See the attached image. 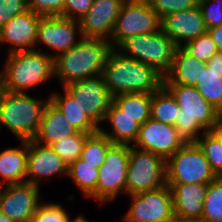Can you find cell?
<instances>
[{
    "instance_id": "6da1fadb",
    "label": "cell",
    "mask_w": 222,
    "mask_h": 222,
    "mask_svg": "<svg viewBox=\"0 0 222 222\" xmlns=\"http://www.w3.org/2000/svg\"><path fill=\"white\" fill-rule=\"evenodd\" d=\"M109 40L81 37L79 43L54 58V77L64 87L103 74L112 50Z\"/></svg>"
},
{
    "instance_id": "7a4b0ae2",
    "label": "cell",
    "mask_w": 222,
    "mask_h": 222,
    "mask_svg": "<svg viewBox=\"0 0 222 222\" xmlns=\"http://www.w3.org/2000/svg\"><path fill=\"white\" fill-rule=\"evenodd\" d=\"M175 98L179 111L175 123L184 144H197L198 139L220 119V112L200 94L195 86L163 84Z\"/></svg>"
},
{
    "instance_id": "3957f363",
    "label": "cell",
    "mask_w": 222,
    "mask_h": 222,
    "mask_svg": "<svg viewBox=\"0 0 222 222\" xmlns=\"http://www.w3.org/2000/svg\"><path fill=\"white\" fill-rule=\"evenodd\" d=\"M112 96L129 93H153L163 86V76L154 68L126 57L113 48L102 74Z\"/></svg>"
},
{
    "instance_id": "277c9868",
    "label": "cell",
    "mask_w": 222,
    "mask_h": 222,
    "mask_svg": "<svg viewBox=\"0 0 222 222\" xmlns=\"http://www.w3.org/2000/svg\"><path fill=\"white\" fill-rule=\"evenodd\" d=\"M6 56L3 67L6 91L27 93L54 79V59L41 49L18 51Z\"/></svg>"
},
{
    "instance_id": "5b68a950",
    "label": "cell",
    "mask_w": 222,
    "mask_h": 222,
    "mask_svg": "<svg viewBox=\"0 0 222 222\" xmlns=\"http://www.w3.org/2000/svg\"><path fill=\"white\" fill-rule=\"evenodd\" d=\"M50 101L27 93L6 91L0 101V127L3 125L20 140H33L39 130L44 110Z\"/></svg>"
},
{
    "instance_id": "8992f818",
    "label": "cell",
    "mask_w": 222,
    "mask_h": 222,
    "mask_svg": "<svg viewBox=\"0 0 222 222\" xmlns=\"http://www.w3.org/2000/svg\"><path fill=\"white\" fill-rule=\"evenodd\" d=\"M115 49L126 57L149 65L165 77L172 67L176 46L160 29L154 33L129 37Z\"/></svg>"
},
{
    "instance_id": "52a82bcc",
    "label": "cell",
    "mask_w": 222,
    "mask_h": 222,
    "mask_svg": "<svg viewBox=\"0 0 222 222\" xmlns=\"http://www.w3.org/2000/svg\"><path fill=\"white\" fill-rule=\"evenodd\" d=\"M216 178L198 144H184L166 160V184H209Z\"/></svg>"
},
{
    "instance_id": "ba28073f",
    "label": "cell",
    "mask_w": 222,
    "mask_h": 222,
    "mask_svg": "<svg viewBox=\"0 0 222 222\" xmlns=\"http://www.w3.org/2000/svg\"><path fill=\"white\" fill-rule=\"evenodd\" d=\"M166 184V160L150 151L130 145L126 194L133 195Z\"/></svg>"
},
{
    "instance_id": "9c48e42d",
    "label": "cell",
    "mask_w": 222,
    "mask_h": 222,
    "mask_svg": "<svg viewBox=\"0 0 222 222\" xmlns=\"http://www.w3.org/2000/svg\"><path fill=\"white\" fill-rule=\"evenodd\" d=\"M130 145L113 144L99 168L96 191L88 198L100 204L112 202L120 193L126 194V179L129 164Z\"/></svg>"
},
{
    "instance_id": "30bf717a",
    "label": "cell",
    "mask_w": 222,
    "mask_h": 222,
    "mask_svg": "<svg viewBox=\"0 0 222 222\" xmlns=\"http://www.w3.org/2000/svg\"><path fill=\"white\" fill-rule=\"evenodd\" d=\"M161 29V19L145 0H126L116 19L110 43L116 48L123 40Z\"/></svg>"
},
{
    "instance_id": "8fae6325",
    "label": "cell",
    "mask_w": 222,
    "mask_h": 222,
    "mask_svg": "<svg viewBox=\"0 0 222 222\" xmlns=\"http://www.w3.org/2000/svg\"><path fill=\"white\" fill-rule=\"evenodd\" d=\"M131 204L123 222H170L175 218L171 188L164 186L128 195Z\"/></svg>"
},
{
    "instance_id": "7c38bea8",
    "label": "cell",
    "mask_w": 222,
    "mask_h": 222,
    "mask_svg": "<svg viewBox=\"0 0 222 222\" xmlns=\"http://www.w3.org/2000/svg\"><path fill=\"white\" fill-rule=\"evenodd\" d=\"M79 104L83 111L100 128L113 96L102 75L72 82L63 87Z\"/></svg>"
},
{
    "instance_id": "4fadbf2b",
    "label": "cell",
    "mask_w": 222,
    "mask_h": 222,
    "mask_svg": "<svg viewBox=\"0 0 222 222\" xmlns=\"http://www.w3.org/2000/svg\"><path fill=\"white\" fill-rule=\"evenodd\" d=\"M40 188L28 182L0 186V212L13 222H31L38 207Z\"/></svg>"
},
{
    "instance_id": "5bb4252c",
    "label": "cell",
    "mask_w": 222,
    "mask_h": 222,
    "mask_svg": "<svg viewBox=\"0 0 222 222\" xmlns=\"http://www.w3.org/2000/svg\"><path fill=\"white\" fill-rule=\"evenodd\" d=\"M77 37H82L78 20L61 16L41 17L39 20L36 43L49 47L54 52L49 53L53 59L76 46L80 41Z\"/></svg>"
},
{
    "instance_id": "9a60e30c",
    "label": "cell",
    "mask_w": 222,
    "mask_h": 222,
    "mask_svg": "<svg viewBox=\"0 0 222 222\" xmlns=\"http://www.w3.org/2000/svg\"><path fill=\"white\" fill-rule=\"evenodd\" d=\"M183 145L174 125L150 118L140 126L138 137L132 146L150 151L167 160Z\"/></svg>"
},
{
    "instance_id": "2e32d148",
    "label": "cell",
    "mask_w": 222,
    "mask_h": 222,
    "mask_svg": "<svg viewBox=\"0 0 222 222\" xmlns=\"http://www.w3.org/2000/svg\"><path fill=\"white\" fill-rule=\"evenodd\" d=\"M126 0H93L80 22L81 36L111 40L116 19Z\"/></svg>"
},
{
    "instance_id": "e0dca14e",
    "label": "cell",
    "mask_w": 222,
    "mask_h": 222,
    "mask_svg": "<svg viewBox=\"0 0 222 222\" xmlns=\"http://www.w3.org/2000/svg\"><path fill=\"white\" fill-rule=\"evenodd\" d=\"M68 176V166L53 151L50 145L28 140L26 182L40 188L42 179H51L52 176ZM41 180V181H40Z\"/></svg>"
},
{
    "instance_id": "ac0fdd59",
    "label": "cell",
    "mask_w": 222,
    "mask_h": 222,
    "mask_svg": "<svg viewBox=\"0 0 222 222\" xmlns=\"http://www.w3.org/2000/svg\"><path fill=\"white\" fill-rule=\"evenodd\" d=\"M41 17V15L27 10L10 19L0 29V51L1 45L4 43L9 44L7 54L36 49L34 47L38 46L36 40Z\"/></svg>"
},
{
    "instance_id": "d6986e66",
    "label": "cell",
    "mask_w": 222,
    "mask_h": 222,
    "mask_svg": "<svg viewBox=\"0 0 222 222\" xmlns=\"http://www.w3.org/2000/svg\"><path fill=\"white\" fill-rule=\"evenodd\" d=\"M161 30L173 40L176 47H183L207 32L199 6L166 15L161 19Z\"/></svg>"
},
{
    "instance_id": "ffe728a7",
    "label": "cell",
    "mask_w": 222,
    "mask_h": 222,
    "mask_svg": "<svg viewBox=\"0 0 222 222\" xmlns=\"http://www.w3.org/2000/svg\"><path fill=\"white\" fill-rule=\"evenodd\" d=\"M172 191L174 215L182 220H201L208 184H167Z\"/></svg>"
},
{
    "instance_id": "44dd1931",
    "label": "cell",
    "mask_w": 222,
    "mask_h": 222,
    "mask_svg": "<svg viewBox=\"0 0 222 222\" xmlns=\"http://www.w3.org/2000/svg\"><path fill=\"white\" fill-rule=\"evenodd\" d=\"M104 121H108L110 131L100 127L99 131L113 144L133 145L138 137L140 124L125 115L113 101L107 110Z\"/></svg>"
},
{
    "instance_id": "7402d4cb",
    "label": "cell",
    "mask_w": 222,
    "mask_h": 222,
    "mask_svg": "<svg viewBox=\"0 0 222 222\" xmlns=\"http://www.w3.org/2000/svg\"><path fill=\"white\" fill-rule=\"evenodd\" d=\"M76 132L77 130L66 120L60 109L49 101L34 140L38 143L51 146L53 143Z\"/></svg>"
},
{
    "instance_id": "603a6c76",
    "label": "cell",
    "mask_w": 222,
    "mask_h": 222,
    "mask_svg": "<svg viewBox=\"0 0 222 222\" xmlns=\"http://www.w3.org/2000/svg\"><path fill=\"white\" fill-rule=\"evenodd\" d=\"M20 145L0 152V186L26 182L28 140H20Z\"/></svg>"
},
{
    "instance_id": "cb8c5ba5",
    "label": "cell",
    "mask_w": 222,
    "mask_h": 222,
    "mask_svg": "<svg viewBox=\"0 0 222 222\" xmlns=\"http://www.w3.org/2000/svg\"><path fill=\"white\" fill-rule=\"evenodd\" d=\"M204 66V62L196 59L183 47H176L172 67L163 78V84L196 86L199 81L200 68Z\"/></svg>"
},
{
    "instance_id": "d4e9b609",
    "label": "cell",
    "mask_w": 222,
    "mask_h": 222,
    "mask_svg": "<svg viewBox=\"0 0 222 222\" xmlns=\"http://www.w3.org/2000/svg\"><path fill=\"white\" fill-rule=\"evenodd\" d=\"M50 101L60 109L66 120L80 132L95 134L99 132V127L82 110L78 102L63 88L62 94L52 92Z\"/></svg>"
},
{
    "instance_id": "484cf974",
    "label": "cell",
    "mask_w": 222,
    "mask_h": 222,
    "mask_svg": "<svg viewBox=\"0 0 222 222\" xmlns=\"http://www.w3.org/2000/svg\"><path fill=\"white\" fill-rule=\"evenodd\" d=\"M152 93H129L113 96V102L124 111L125 115L133 118L142 125L151 118Z\"/></svg>"
},
{
    "instance_id": "4316f807",
    "label": "cell",
    "mask_w": 222,
    "mask_h": 222,
    "mask_svg": "<svg viewBox=\"0 0 222 222\" xmlns=\"http://www.w3.org/2000/svg\"><path fill=\"white\" fill-rule=\"evenodd\" d=\"M87 199L96 191L99 169L82 159H77L68 166V176Z\"/></svg>"
},
{
    "instance_id": "83f0119b",
    "label": "cell",
    "mask_w": 222,
    "mask_h": 222,
    "mask_svg": "<svg viewBox=\"0 0 222 222\" xmlns=\"http://www.w3.org/2000/svg\"><path fill=\"white\" fill-rule=\"evenodd\" d=\"M179 109L175 98L164 86L152 93V119L175 126Z\"/></svg>"
},
{
    "instance_id": "f1b7e54d",
    "label": "cell",
    "mask_w": 222,
    "mask_h": 222,
    "mask_svg": "<svg viewBox=\"0 0 222 222\" xmlns=\"http://www.w3.org/2000/svg\"><path fill=\"white\" fill-rule=\"evenodd\" d=\"M195 87L209 104L222 111V75L205 65L200 68L199 81Z\"/></svg>"
},
{
    "instance_id": "f546056e",
    "label": "cell",
    "mask_w": 222,
    "mask_h": 222,
    "mask_svg": "<svg viewBox=\"0 0 222 222\" xmlns=\"http://www.w3.org/2000/svg\"><path fill=\"white\" fill-rule=\"evenodd\" d=\"M113 143L100 131L91 134L84 143L83 150L80 154V159L95 165V168H100L105 161L106 153Z\"/></svg>"
},
{
    "instance_id": "4dcf8cb0",
    "label": "cell",
    "mask_w": 222,
    "mask_h": 222,
    "mask_svg": "<svg viewBox=\"0 0 222 222\" xmlns=\"http://www.w3.org/2000/svg\"><path fill=\"white\" fill-rule=\"evenodd\" d=\"M203 204V222H222V177L208 184Z\"/></svg>"
},
{
    "instance_id": "1f68e13d",
    "label": "cell",
    "mask_w": 222,
    "mask_h": 222,
    "mask_svg": "<svg viewBox=\"0 0 222 222\" xmlns=\"http://www.w3.org/2000/svg\"><path fill=\"white\" fill-rule=\"evenodd\" d=\"M91 134L77 131L76 133L63 138L51 145L53 151L69 166L80 158L85 140Z\"/></svg>"
},
{
    "instance_id": "d6a6232c",
    "label": "cell",
    "mask_w": 222,
    "mask_h": 222,
    "mask_svg": "<svg viewBox=\"0 0 222 222\" xmlns=\"http://www.w3.org/2000/svg\"><path fill=\"white\" fill-rule=\"evenodd\" d=\"M197 144L203 150L215 175L222 177V146L220 143L209 131H206L198 139Z\"/></svg>"
},
{
    "instance_id": "836d02e7",
    "label": "cell",
    "mask_w": 222,
    "mask_h": 222,
    "mask_svg": "<svg viewBox=\"0 0 222 222\" xmlns=\"http://www.w3.org/2000/svg\"><path fill=\"white\" fill-rule=\"evenodd\" d=\"M183 48L196 59L206 63L214 54L218 53L215 41L208 32L187 42Z\"/></svg>"
},
{
    "instance_id": "e575fe53",
    "label": "cell",
    "mask_w": 222,
    "mask_h": 222,
    "mask_svg": "<svg viewBox=\"0 0 222 222\" xmlns=\"http://www.w3.org/2000/svg\"><path fill=\"white\" fill-rule=\"evenodd\" d=\"M70 214L60 203L43 202L32 217L31 222H72Z\"/></svg>"
},
{
    "instance_id": "d590c367",
    "label": "cell",
    "mask_w": 222,
    "mask_h": 222,
    "mask_svg": "<svg viewBox=\"0 0 222 222\" xmlns=\"http://www.w3.org/2000/svg\"><path fill=\"white\" fill-rule=\"evenodd\" d=\"M162 19L166 15L199 5V0H145Z\"/></svg>"
},
{
    "instance_id": "8d00e7d4",
    "label": "cell",
    "mask_w": 222,
    "mask_h": 222,
    "mask_svg": "<svg viewBox=\"0 0 222 222\" xmlns=\"http://www.w3.org/2000/svg\"><path fill=\"white\" fill-rule=\"evenodd\" d=\"M198 6L207 29L222 25V0H199Z\"/></svg>"
},
{
    "instance_id": "74e56055",
    "label": "cell",
    "mask_w": 222,
    "mask_h": 222,
    "mask_svg": "<svg viewBox=\"0 0 222 222\" xmlns=\"http://www.w3.org/2000/svg\"><path fill=\"white\" fill-rule=\"evenodd\" d=\"M65 0H28V9L42 17H63Z\"/></svg>"
},
{
    "instance_id": "f35d334b",
    "label": "cell",
    "mask_w": 222,
    "mask_h": 222,
    "mask_svg": "<svg viewBox=\"0 0 222 222\" xmlns=\"http://www.w3.org/2000/svg\"><path fill=\"white\" fill-rule=\"evenodd\" d=\"M28 0H0V29L13 17L25 13Z\"/></svg>"
},
{
    "instance_id": "ab89813d",
    "label": "cell",
    "mask_w": 222,
    "mask_h": 222,
    "mask_svg": "<svg viewBox=\"0 0 222 222\" xmlns=\"http://www.w3.org/2000/svg\"><path fill=\"white\" fill-rule=\"evenodd\" d=\"M92 3L93 0H65L63 17L79 21L87 14Z\"/></svg>"
},
{
    "instance_id": "60d3db41",
    "label": "cell",
    "mask_w": 222,
    "mask_h": 222,
    "mask_svg": "<svg viewBox=\"0 0 222 222\" xmlns=\"http://www.w3.org/2000/svg\"><path fill=\"white\" fill-rule=\"evenodd\" d=\"M205 65L222 75V52L214 54Z\"/></svg>"
},
{
    "instance_id": "b9f144b4",
    "label": "cell",
    "mask_w": 222,
    "mask_h": 222,
    "mask_svg": "<svg viewBox=\"0 0 222 222\" xmlns=\"http://www.w3.org/2000/svg\"><path fill=\"white\" fill-rule=\"evenodd\" d=\"M211 38L215 41L219 52H222V25L207 29Z\"/></svg>"
},
{
    "instance_id": "7bdbcfd3",
    "label": "cell",
    "mask_w": 222,
    "mask_h": 222,
    "mask_svg": "<svg viewBox=\"0 0 222 222\" xmlns=\"http://www.w3.org/2000/svg\"><path fill=\"white\" fill-rule=\"evenodd\" d=\"M209 132L216 138V140L222 146V121L220 119L213 125Z\"/></svg>"
},
{
    "instance_id": "ee69618b",
    "label": "cell",
    "mask_w": 222,
    "mask_h": 222,
    "mask_svg": "<svg viewBox=\"0 0 222 222\" xmlns=\"http://www.w3.org/2000/svg\"><path fill=\"white\" fill-rule=\"evenodd\" d=\"M6 90H5V82H4V74H3V70H0V101L2 96L5 94Z\"/></svg>"
},
{
    "instance_id": "f6af8a7d",
    "label": "cell",
    "mask_w": 222,
    "mask_h": 222,
    "mask_svg": "<svg viewBox=\"0 0 222 222\" xmlns=\"http://www.w3.org/2000/svg\"><path fill=\"white\" fill-rule=\"evenodd\" d=\"M72 222H90L84 215H77L73 218Z\"/></svg>"
},
{
    "instance_id": "bcb514c9",
    "label": "cell",
    "mask_w": 222,
    "mask_h": 222,
    "mask_svg": "<svg viewBox=\"0 0 222 222\" xmlns=\"http://www.w3.org/2000/svg\"><path fill=\"white\" fill-rule=\"evenodd\" d=\"M170 222H203L202 220H182L175 217Z\"/></svg>"
},
{
    "instance_id": "7dc6e473",
    "label": "cell",
    "mask_w": 222,
    "mask_h": 222,
    "mask_svg": "<svg viewBox=\"0 0 222 222\" xmlns=\"http://www.w3.org/2000/svg\"><path fill=\"white\" fill-rule=\"evenodd\" d=\"M0 222H13L10 218H8L5 214L0 212Z\"/></svg>"
},
{
    "instance_id": "c3c4849f",
    "label": "cell",
    "mask_w": 222,
    "mask_h": 222,
    "mask_svg": "<svg viewBox=\"0 0 222 222\" xmlns=\"http://www.w3.org/2000/svg\"><path fill=\"white\" fill-rule=\"evenodd\" d=\"M220 120L222 121V111L220 112Z\"/></svg>"
}]
</instances>
